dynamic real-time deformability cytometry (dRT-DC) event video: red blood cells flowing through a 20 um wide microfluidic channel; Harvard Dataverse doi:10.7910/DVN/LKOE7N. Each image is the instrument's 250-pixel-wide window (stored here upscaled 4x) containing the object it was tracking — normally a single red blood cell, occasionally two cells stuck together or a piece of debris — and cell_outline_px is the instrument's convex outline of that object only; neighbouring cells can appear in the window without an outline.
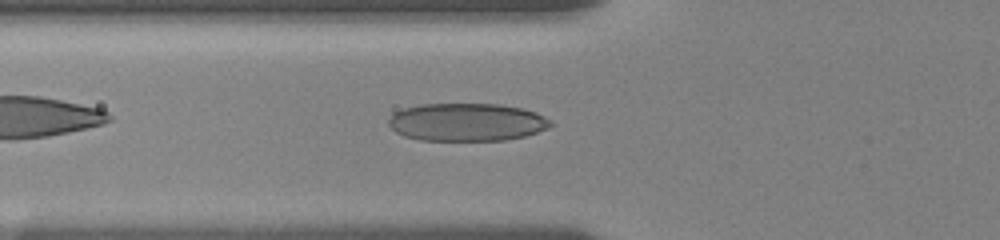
{"species": "human", "species_latin": "Homo sapiens", "temperature_condition": "room temperature", "stored_images_in_passage": 40, "camera_frame_rate_fps": 3000, "um_per_image_px": 0.085, "donor": {"sex": "female"}, "frame": {"image": 1, "passage_image": 5, "time_ms": 1.333, "image_size_px": [1000, 240], "cell_outline_px": [[552, 124], [548, 128], [524, 136], [504, 140], [420, 140], [404, 136], [396, 132], [388, 124], [388, 120], [392, 112], [404, 108], [420, 104], [500, 104], [524, 108], [536, 112], [552, 120]], "centroid_in_image_um": [39.67, 10.37], "position_along_channel_um": 86.1, "area_um2": 35.95}}
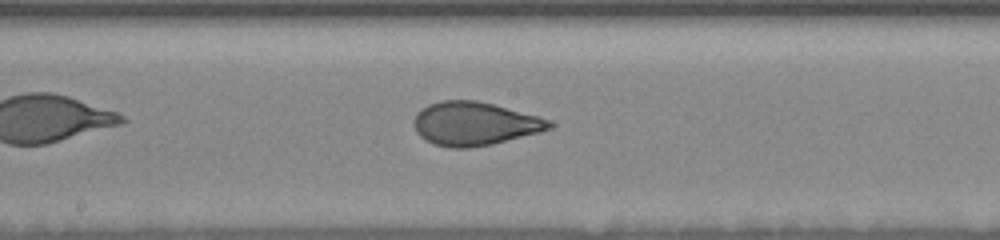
{"frame": {"image": 2, "passage_image": 15, "time_ms": 4.667, "image_size_px": [1000, 240], "cell_outline_px": [[556, 124], [552, 128], [540, 132], [492, 144], [472, 148], [448, 148], [424, 140], [416, 132], [412, 124], [416, 112], [428, 104], [440, 100], [476, 100], [540, 116], [552, 120]], "centroid_in_image_um": [40.33, 10.51], "position_along_channel_um": 207.9, "area_um2": 34.74}}
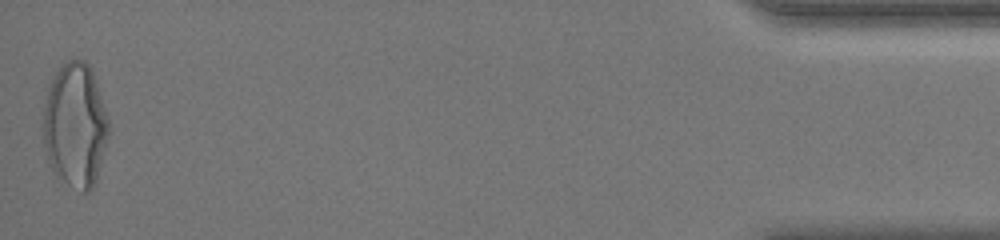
{"frame": {"image": 3, "passage_image": 40, "time_ms": 13.0, "image_size_px": [1000, 240], "cell_outline_px": [[108, 136], [96, 180], [92, 188], [88, 192], [84, 192], [68, 184], [56, 176], [48, 160], [44, 144], [44, 108], [48, 88], [60, 64], [68, 60], [84, 60], [92, 68], [108, 120]], "centroid_in_image_um": [6.39, 10.63], "position_along_channel_um": 428.8, "area_um2": 46.99}, "authors_computed_cell_mechanics": {"area_um2": 34.7378, "velocity_mm_per_s": 3.6188, "shape_relaxation_time_tau1_ms": 5.2119, "shape_relaxation_time_tau2_ms": 0.7116, "deformation_change_tau1": 0.1909, "deformation_change_tau2": 0.0646}}